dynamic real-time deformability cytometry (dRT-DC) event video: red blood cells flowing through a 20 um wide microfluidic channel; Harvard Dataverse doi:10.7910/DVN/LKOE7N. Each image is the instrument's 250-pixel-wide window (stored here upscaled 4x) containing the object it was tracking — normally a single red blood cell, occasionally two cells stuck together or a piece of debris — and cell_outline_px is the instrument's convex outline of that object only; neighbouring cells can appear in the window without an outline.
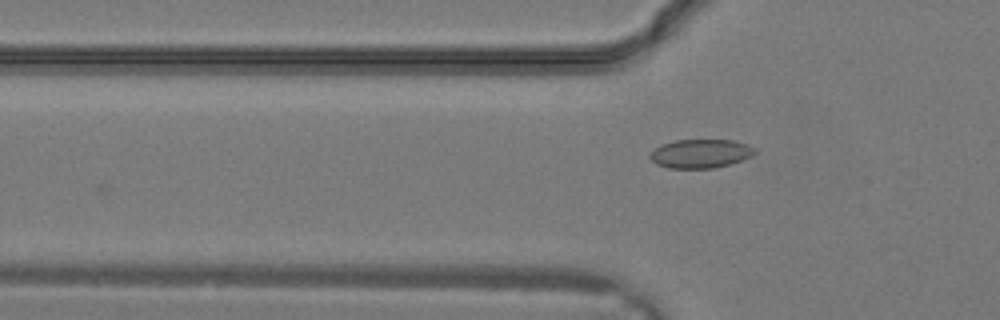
{"species": "common noctule bat (a hibernating species)", "species_latin": "Nyctalus noctula", "temperature_condition": "warm", "stored_images_in_passage": 8, "camera_frame_rate_fps": 3000, "um_per_image_px": 0.085, "animal": {"sex": "male", "body_mass_g": 19.2, "forearm_length_mm": 51.8}, "frame": {"image": 1, "passage_image": 8, "time_ms": 2.333, "image_size_px": [1000, 320], "cell_outline_px": [[756, 152], [752, 156], [728, 164], [712, 168], [668, 168], [656, 164], [648, 156], [660, 144], [676, 140], [736, 140], [748, 144], [756, 148]], "centroid_in_image_um": [59.55, 13.04], "position_along_channel_um": 66.2, "area_um2": 17.57}}